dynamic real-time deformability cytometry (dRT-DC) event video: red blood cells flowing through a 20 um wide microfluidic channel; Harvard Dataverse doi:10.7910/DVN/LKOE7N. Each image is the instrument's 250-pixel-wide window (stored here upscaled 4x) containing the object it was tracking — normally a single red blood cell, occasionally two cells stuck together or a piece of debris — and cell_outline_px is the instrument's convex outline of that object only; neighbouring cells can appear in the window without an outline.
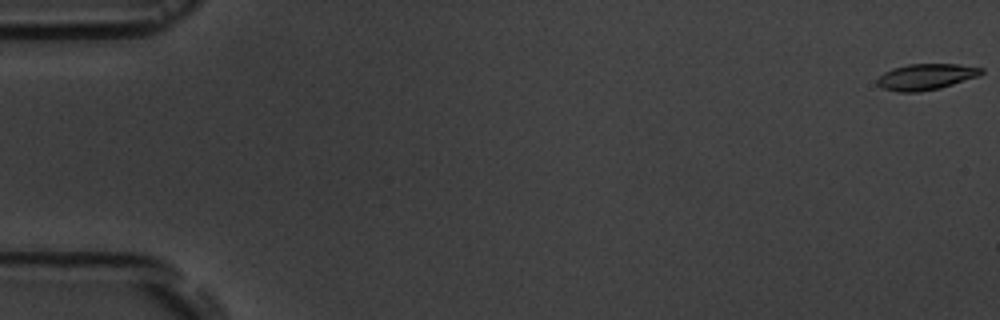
{"species": "common noctule bat (a hibernating species)", "species_latin": "Nyctalus noctula", "temperature_condition": "room temperature", "stored_images_in_passage": 5, "camera_frame_rate_fps": 3000, "um_per_image_px": 0.085, "animal": {"sex": "male", "body_mass_g": 19.5, "forearm_length_mm": 54.6}, "frame": {"image": 1, "passage_image": 1, "time_ms": 0.0, "image_size_px": [1000, 320], "cell_outline_px": [[984, 72], [980, 76], [940, 88], [920, 92], [900, 92], [884, 88], [876, 84], [876, 80], [884, 72], [892, 68], [908, 64], [956, 64], [984, 68]], "centroid_in_image_um": [78.73, 6.52], "position_along_channel_um": 6.3, "area_um2": 15.9}}
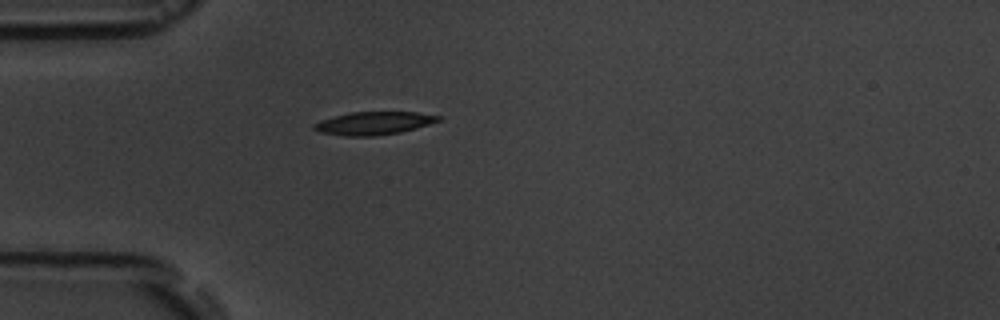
{"frame": {"image": 2, "passage_image": 5, "time_ms": 5.333, "image_size_px": [1000, 320], "cell_outline_px": [[440, 120], [416, 128], [400, 132], [372, 136], [344, 136], [320, 132], [312, 128], [312, 124], [320, 120], [352, 112], [416, 112], [440, 116]], "centroid_in_image_um": [31.73, 10.47], "position_along_channel_um": 53.3, "area_um2": 16.47}}